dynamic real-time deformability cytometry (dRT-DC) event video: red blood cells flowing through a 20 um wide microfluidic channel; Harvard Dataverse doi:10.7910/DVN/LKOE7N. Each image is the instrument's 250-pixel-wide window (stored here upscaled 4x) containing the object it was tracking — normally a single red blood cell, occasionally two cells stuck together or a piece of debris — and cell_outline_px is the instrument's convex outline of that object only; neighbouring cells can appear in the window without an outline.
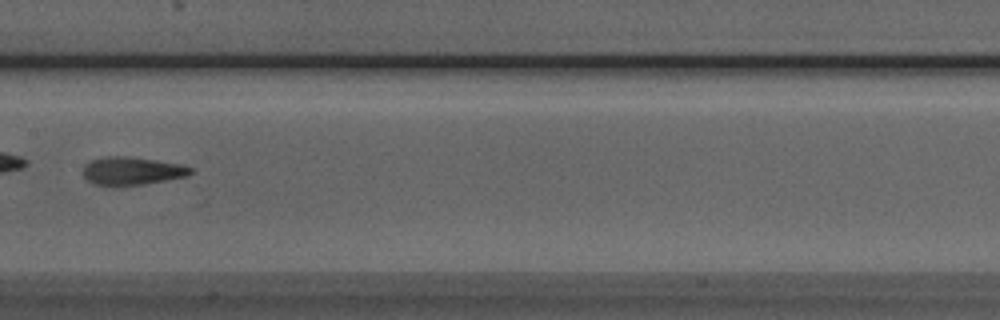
{"species": "Egyptian fruit bat (a non-hibernating species)", "species_latin": "Rousettus aegyptiacus", "temperature_condition": "room temperature", "stored_images_in_passage": 7, "camera_frame_rate_fps": 3000, "um_per_image_px": 0.085, "animal": {"sex": "male"}, "frame": {"image": 1, "passage_image": 7, "time_ms": 7.0, "image_size_px": [1000, 320], "cell_outline_px": [[192, 172], [188, 176], [144, 184], [96, 184], [88, 180], [84, 176], [84, 164], [92, 160], [108, 156], [128, 156], [180, 164], [192, 168]], "centroid_in_image_um": [11.24, 14.51], "position_along_channel_um": 196.2, "area_um2": 17.05}}